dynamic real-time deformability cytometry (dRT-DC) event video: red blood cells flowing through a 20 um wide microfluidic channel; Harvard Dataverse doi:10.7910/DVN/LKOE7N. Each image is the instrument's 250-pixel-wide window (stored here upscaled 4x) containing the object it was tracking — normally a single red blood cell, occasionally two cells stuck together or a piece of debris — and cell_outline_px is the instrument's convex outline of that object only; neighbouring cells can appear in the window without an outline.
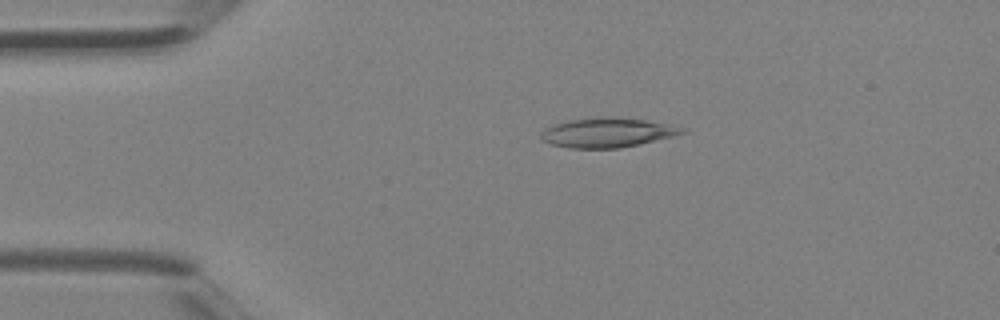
{"species": "Egyptian fruit bat (a non-hibernating species)", "species_latin": "Rousettus aegyptiacus", "temperature_condition": "room temperature", "stored_images_in_passage": 4, "camera_frame_rate_fps": 3000, "um_per_image_px": 0.085, "animal": {"sex": "female"}, "frame": {"image": 1, "passage_image": 3, "time_ms": 0.667, "image_size_px": [1000, 320], "cell_outline_px": [[688, 132], [640, 144], [620, 148], [568, 148], [552, 144], [540, 140], [540, 132], [552, 124], [568, 120], [596, 116], [608, 116], [644, 120], [684, 128]], "centroid_in_image_um": [51.55, 11.26], "position_along_channel_um": 33.5, "area_um2": 24.33}}
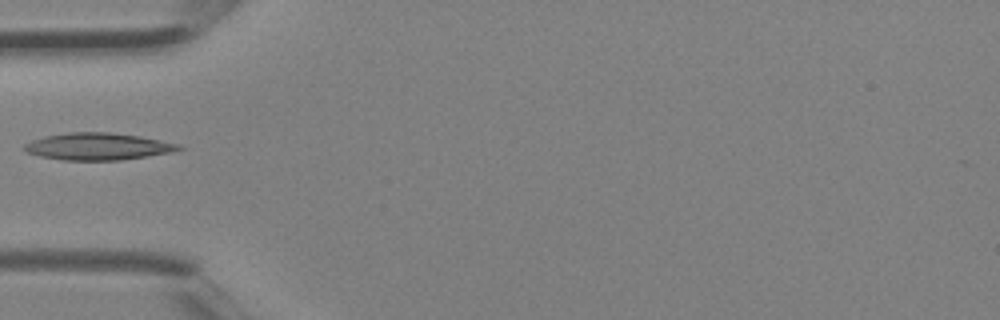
{"frame": {"image": 2, "passage_image": 4, "time_ms": 1.0, "image_size_px": [1000, 320], "cell_outline_px": [[184, 148], [172, 152], [120, 160], [64, 160], [40, 156], [24, 152], [24, 144], [32, 140], [44, 136], [68, 132], [108, 132], [140, 136], [180, 144]], "centroid_in_image_um": [8.3, 12.44], "position_along_channel_um": 76.7, "area_um2": 24.33}}